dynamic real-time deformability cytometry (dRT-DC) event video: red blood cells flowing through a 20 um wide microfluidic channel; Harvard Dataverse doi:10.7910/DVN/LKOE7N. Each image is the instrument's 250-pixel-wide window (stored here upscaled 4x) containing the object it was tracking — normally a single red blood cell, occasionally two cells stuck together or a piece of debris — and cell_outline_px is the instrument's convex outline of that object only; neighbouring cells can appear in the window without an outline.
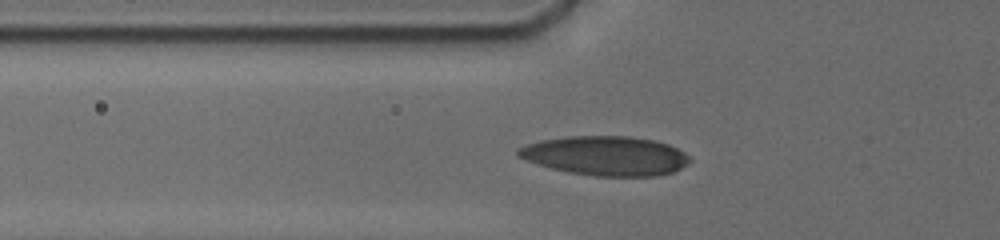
{"species": "human", "species_latin": "Homo sapiens", "temperature_condition": "cold", "stored_images_in_passage": 28, "camera_frame_rate_fps": 3000, "um_per_image_px": 0.085, "donor": {"sex": "male"}, "frame": {"image": 1, "passage_image": 6, "time_ms": 2.667, "image_size_px": [1000, 240], "cell_outline_px": [[692, 160], [688, 164], [672, 172], [656, 176], [592, 176], [568, 172], [552, 168], [516, 156], [516, 152], [520, 148], [528, 144], [540, 140], [568, 136], [628, 136], [652, 140], [668, 144], [684, 152]], "centroid_in_image_um": [51.5, 13.24], "position_along_channel_um": 74.3, "area_um2": 39.13}}
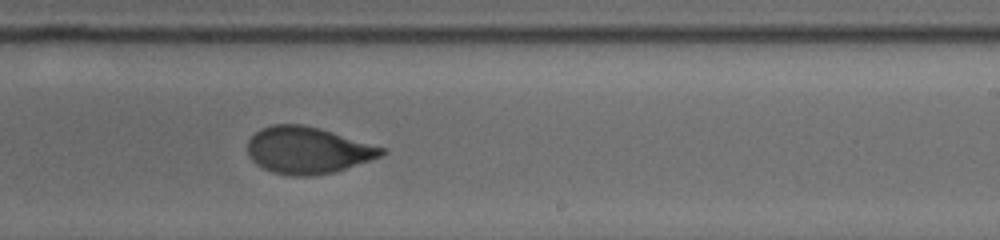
{"frame": {"image": 2, "passage_image": 16, "time_ms": 7.667, "image_size_px": [1000, 240], "cell_outline_px": [[384, 152], [380, 156], [336, 172], [312, 176], [292, 176], [272, 172], [256, 164], [248, 156], [248, 140], [260, 128], [272, 124], [304, 124], [320, 128], [384, 148]], "centroid_in_image_um": [26.1, 12.77], "position_along_channel_um": 262.9, "area_um2": 36.41}}
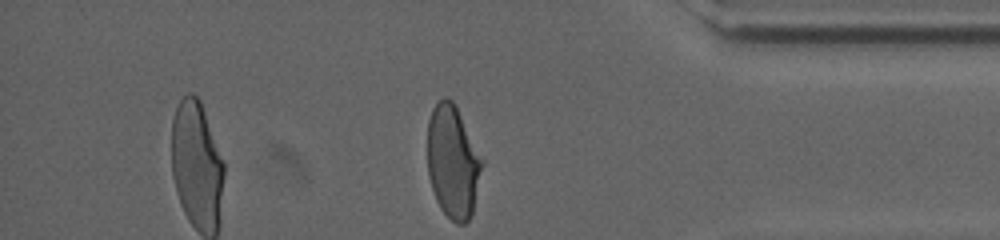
{"frame": {"image": 3, "passage_image": 28, "time_ms": 11.667, "image_size_px": [1000, 240], "cell_outline_px": [[484, 164], [472, 212], [468, 220], [464, 224], [456, 224], [440, 208], [436, 200], [428, 176], [428, 120], [432, 108], [444, 96], [452, 100], [484, 160]], "centroid_in_image_um": [38.49, 13.76], "position_along_channel_um": 396.7, "area_um2": 35.78}, "authors_computed_cell_mechanics": {"area_um2": 36.5007, "velocity_mm_per_s": 3.7929, "shape_relaxation_time_tau1_ms": 3.7268, "shape_relaxation_time_tau2_ms": 1.204, "deformation_change_tau1": 0.1491, "deformation_change_tau2": 0.048}}